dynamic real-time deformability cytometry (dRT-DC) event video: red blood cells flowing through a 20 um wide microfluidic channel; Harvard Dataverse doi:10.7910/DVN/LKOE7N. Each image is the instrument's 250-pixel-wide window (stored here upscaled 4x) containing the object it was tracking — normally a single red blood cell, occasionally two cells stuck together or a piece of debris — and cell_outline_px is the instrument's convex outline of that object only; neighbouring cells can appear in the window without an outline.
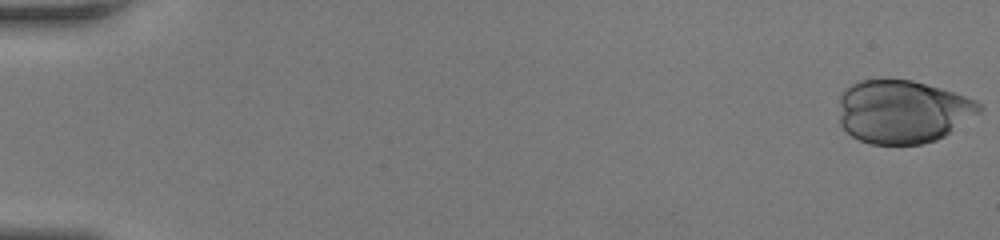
{"species": "human", "species_latin": "Homo sapiens", "temperature_condition": "room temperature", "stored_images_in_passage": 45, "camera_frame_rate_fps": 3000, "um_per_image_px": 0.085, "donor": {"sex": "female"}, "frame": {"image": 1, "passage_image": 1, "time_ms": 0.0, "image_size_px": [1000, 240], "cell_outline_px": [[984, 108], [980, 112], [944, 136], [936, 140], [920, 144], [872, 144], [860, 140], [852, 136], [840, 124], [840, 92], [844, 88], [860, 80], [912, 80], [940, 88], [976, 100]], "centroid_in_image_um": [76.71, 9.48], "position_along_channel_um": 8.3, "area_um2": 51.5}}
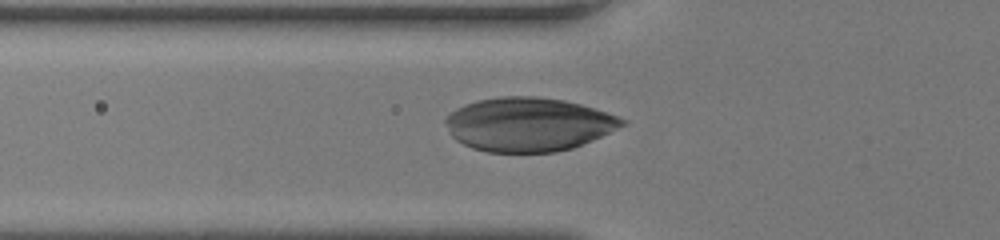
{"frame": {"image": 2, "passage_image": 20, "time_ms": 6.333, "image_size_px": [1000, 240], "cell_outline_px": [[628, 124], [592, 140], [572, 148], [556, 152], [488, 152], [472, 148], [456, 140], [452, 136], [444, 124], [444, 120], [456, 108], [464, 104], [476, 100], [500, 96], [536, 96], [564, 100], [580, 104], [628, 120]], "centroid_in_image_um": [44.89, 10.57], "position_along_channel_um": 80.9, "area_um2": 55.37}}
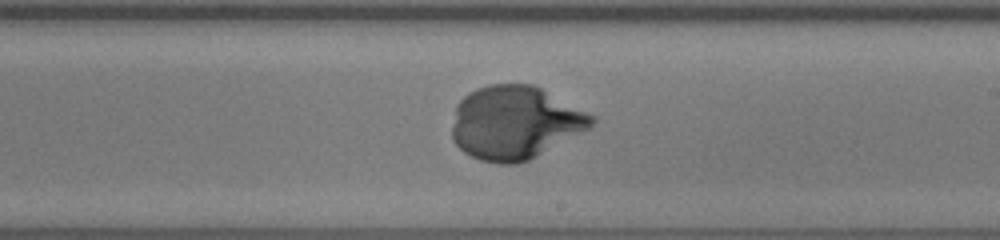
{"frame": {"image": 3, "passage_image": 32, "time_ms": 10.333, "image_size_px": [1000, 240], "cell_outline_px": [[596, 120], [588, 128], [536, 156], [528, 160], [516, 164], [500, 164], [480, 160], [464, 152], [456, 144], [452, 136], [452, 128], [456, 104], [468, 92], [476, 88], [488, 84], [532, 84], [596, 116]], "centroid_in_image_um": [43.74, 10.41], "position_along_channel_um": 245.3, "area_um2": 59.25}}